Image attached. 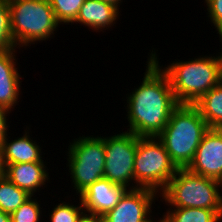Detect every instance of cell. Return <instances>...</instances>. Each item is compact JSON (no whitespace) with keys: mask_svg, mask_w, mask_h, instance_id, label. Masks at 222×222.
Wrapping results in <instances>:
<instances>
[{"mask_svg":"<svg viewBox=\"0 0 222 222\" xmlns=\"http://www.w3.org/2000/svg\"><path fill=\"white\" fill-rule=\"evenodd\" d=\"M148 56L141 85L128 92V104L124 106L129 123L127 131L138 137H157L179 105L169 79L160 67L155 49Z\"/></svg>","mask_w":222,"mask_h":222,"instance_id":"1","label":"cell"},{"mask_svg":"<svg viewBox=\"0 0 222 222\" xmlns=\"http://www.w3.org/2000/svg\"><path fill=\"white\" fill-rule=\"evenodd\" d=\"M161 69L166 73L179 104L196 103L221 81L219 56H199L188 61L176 60Z\"/></svg>","mask_w":222,"mask_h":222,"instance_id":"2","label":"cell"},{"mask_svg":"<svg viewBox=\"0 0 222 222\" xmlns=\"http://www.w3.org/2000/svg\"><path fill=\"white\" fill-rule=\"evenodd\" d=\"M208 129L206 121L194 105L179 104L157 137L164 144L176 167L187 168Z\"/></svg>","mask_w":222,"mask_h":222,"instance_id":"3","label":"cell"},{"mask_svg":"<svg viewBox=\"0 0 222 222\" xmlns=\"http://www.w3.org/2000/svg\"><path fill=\"white\" fill-rule=\"evenodd\" d=\"M222 183L179 168L159 194L170 208H206L222 210ZM221 191V192H220Z\"/></svg>","mask_w":222,"mask_h":222,"instance_id":"4","label":"cell"},{"mask_svg":"<svg viewBox=\"0 0 222 222\" xmlns=\"http://www.w3.org/2000/svg\"><path fill=\"white\" fill-rule=\"evenodd\" d=\"M9 9L12 38L17 48L54 38L61 25L48 0H15L9 3Z\"/></svg>","mask_w":222,"mask_h":222,"instance_id":"5","label":"cell"},{"mask_svg":"<svg viewBox=\"0 0 222 222\" xmlns=\"http://www.w3.org/2000/svg\"><path fill=\"white\" fill-rule=\"evenodd\" d=\"M178 168L158 137H138L134 163V189L148 188L161 193Z\"/></svg>","mask_w":222,"mask_h":222,"instance_id":"6","label":"cell"},{"mask_svg":"<svg viewBox=\"0 0 222 222\" xmlns=\"http://www.w3.org/2000/svg\"><path fill=\"white\" fill-rule=\"evenodd\" d=\"M67 161L76 195H80L95 181L104 178L105 147L100 137L79 136L69 143Z\"/></svg>","mask_w":222,"mask_h":222,"instance_id":"7","label":"cell"},{"mask_svg":"<svg viewBox=\"0 0 222 222\" xmlns=\"http://www.w3.org/2000/svg\"><path fill=\"white\" fill-rule=\"evenodd\" d=\"M100 137L104 140L106 156L104 178L127 189H134L137 136L125 130L119 134Z\"/></svg>","mask_w":222,"mask_h":222,"instance_id":"8","label":"cell"},{"mask_svg":"<svg viewBox=\"0 0 222 222\" xmlns=\"http://www.w3.org/2000/svg\"><path fill=\"white\" fill-rule=\"evenodd\" d=\"M156 191L148 188L128 189L118 204L105 215L103 222H148L151 220L153 202L158 199Z\"/></svg>","mask_w":222,"mask_h":222,"instance_id":"9","label":"cell"},{"mask_svg":"<svg viewBox=\"0 0 222 222\" xmlns=\"http://www.w3.org/2000/svg\"><path fill=\"white\" fill-rule=\"evenodd\" d=\"M187 169L222 182V129L209 128L204 133Z\"/></svg>","mask_w":222,"mask_h":222,"instance_id":"10","label":"cell"},{"mask_svg":"<svg viewBox=\"0 0 222 222\" xmlns=\"http://www.w3.org/2000/svg\"><path fill=\"white\" fill-rule=\"evenodd\" d=\"M128 189L106 178L95 181L80 195L85 213L102 217L112 210Z\"/></svg>","mask_w":222,"mask_h":222,"instance_id":"11","label":"cell"},{"mask_svg":"<svg viewBox=\"0 0 222 222\" xmlns=\"http://www.w3.org/2000/svg\"><path fill=\"white\" fill-rule=\"evenodd\" d=\"M17 48L0 51V107L13 111L21 94V75L18 72Z\"/></svg>","mask_w":222,"mask_h":222,"instance_id":"12","label":"cell"},{"mask_svg":"<svg viewBox=\"0 0 222 222\" xmlns=\"http://www.w3.org/2000/svg\"><path fill=\"white\" fill-rule=\"evenodd\" d=\"M46 162H28L9 164L3 169V175L31 196H36L40 188L50 181ZM47 167V168H46ZM47 182V183H46ZM44 186V187H43Z\"/></svg>","mask_w":222,"mask_h":222,"instance_id":"13","label":"cell"},{"mask_svg":"<svg viewBox=\"0 0 222 222\" xmlns=\"http://www.w3.org/2000/svg\"><path fill=\"white\" fill-rule=\"evenodd\" d=\"M27 129L24 130L25 133L21 137L11 140L7 134L3 140L0 148L3 169L9 164L44 162L42 159V146L38 145L39 143L30 137L29 128Z\"/></svg>","mask_w":222,"mask_h":222,"instance_id":"14","label":"cell"},{"mask_svg":"<svg viewBox=\"0 0 222 222\" xmlns=\"http://www.w3.org/2000/svg\"><path fill=\"white\" fill-rule=\"evenodd\" d=\"M120 8L100 0H85L78 16L72 23L85 25L93 31H103L115 26L119 18Z\"/></svg>","mask_w":222,"mask_h":222,"instance_id":"15","label":"cell"},{"mask_svg":"<svg viewBox=\"0 0 222 222\" xmlns=\"http://www.w3.org/2000/svg\"><path fill=\"white\" fill-rule=\"evenodd\" d=\"M209 128L222 129V81L193 104Z\"/></svg>","mask_w":222,"mask_h":222,"instance_id":"16","label":"cell"},{"mask_svg":"<svg viewBox=\"0 0 222 222\" xmlns=\"http://www.w3.org/2000/svg\"><path fill=\"white\" fill-rule=\"evenodd\" d=\"M163 213L165 222H221L222 210L206 208H168Z\"/></svg>","mask_w":222,"mask_h":222,"instance_id":"17","label":"cell"},{"mask_svg":"<svg viewBox=\"0 0 222 222\" xmlns=\"http://www.w3.org/2000/svg\"><path fill=\"white\" fill-rule=\"evenodd\" d=\"M30 197L31 195L13 184L7 177L0 176V210L11 215Z\"/></svg>","mask_w":222,"mask_h":222,"instance_id":"18","label":"cell"},{"mask_svg":"<svg viewBox=\"0 0 222 222\" xmlns=\"http://www.w3.org/2000/svg\"><path fill=\"white\" fill-rule=\"evenodd\" d=\"M57 21L62 25L72 24L85 0H48Z\"/></svg>","mask_w":222,"mask_h":222,"instance_id":"19","label":"cell"},{"mask_svg":"<svg viewBox=\"0 0 222 222\" xmlns=\"http://www.w3.org/2000/svg\"><path fill=\"white\" fill-rule=\"evenodd\" d=\"M79 201L80 204L78 205H72V203L65 201L55 205L51 214L49 213V222H78L85 213L80 197Z\"/></svg>","mask_w":222,"mask_h":222,"instance_id":"20","label":"cell"},{"mask_svg":"<svg viewBox=\"0 0 222 222\" xmlns=\"http://www.w3.org/2000/svg\"><path fill=\"white\" fill-rule=\"evenodd\" d=\"M37 198L31 196L11 215V222H40L42 208Z\"/></svg>","mask_w":222,"mask_h":222,"instance_id":"21","label":"cell"},{"mask_svg":"<svg viewBox=\"0 0 222 222\" xmlns=\"http://www.w3.org/2000/svg\"><path fill=\"white\" fill-rule=\"evenodd\" d=\"M17 48L12 38L9 3L0 0V51Z\"/></svg>","mask_w":222,"mask_h":222,"instance_id":"22","label":"cell"},{"mask_svg":"<svg viewBox=\"0 0 222 222\" xmlns=\"http://www.w3.org/2000/svg\"><path fill=\"white\" fill-rule=\"evenodd\" d=\"M205 3L208 7L206 14L219 34L222 31V0H205Z\"/></svg>","mask_w":222,"mask_h":222,"instance_id":"23","label":"cell"},{"mask_svg":"<svg viewBox=\"0 0 222 222\" xmlns=\"http://www.w3.org/2000/svg\"><path fill=\"white\" fill-rule=\"evenodd\" d=\"M8 114V115H7ZM10 111L0 107V147L2 145L3 140L8 134L9 123L7 122Z\"/></svg>","mask_w":222,"mask_h":222,"instance_id":"24","label":"cell"},{"mask_svg":"<svg viewBox=\"0 0 222 222\" xmlns=\"http://www.w3.org/2000/svg\"><path fill=\"white\" fill-rule=\"evenodd\" d=\"M78 222H103L102 217L84 213Z\"/></svg>","mask_w":222,"mask_h":222,"instance_id":"25","label":"cell"},{"mask_svg":"<svg viewBox=\"0 0 222 222\" xmlns=\"http://www.w3.org/2000/svg\"><path fill=\"white\" fill-rule=\"evenodd\" d=\"M0 222H11L10 214L0 210Z\"/></svg>","mask_w":222,"mask_h":222,"instance_id":"26","label":"cell"},{"mask_svg":"<svg viewBox=\"0 0 222 222\" xmlns=\"http://www.w3.org/2000/svg\"><path fill=\"white\" fill-rule=\"evenodd\" d=\"M100 1L113 4L114 6H116L118 8L120 7V4H122L121 2H123V0H100Z\"/></svg>","mask_w":222,"mask_h":222,"instance_id":"27","label":"cell"},{"mask_svg":"<svg viewBox=\"0 0 222 222\" xmlns=\"http://www.w3.org/2000/svg\"><path fill=\"white\" fill-rule=\"evenodd\" d=\"M220 42H221L220 45H221V49H222V40H220ZM218 56L220 59V68H221V77H222V50H221V52H219Z\"/></svg>","mask_w":222,"mask_h":222,"instance_id":"28","label":"cell"},{"mask_svg":"<svg viewBox=\"0 0 222 222\" xmlns=\"http://www.w3.org/2000/svg\"><path fill=\"white\" fill-rule=\"evenodd\" d=\"M1 175H3V166H2V162H1V149H0V176Z\"/></svg>","mask_w":222,"mask_h":222,"instance_id":"29","label":"cell"},{"mask_svg":"<svg viewBox=\"0 0 222 222\" xmlns=\"http://www.w3.org/2000/svg\"><path fill=\"white\" fill-rule=\"evenodd\" d=\"M162 220H163V215H162V218L160 217V219L157 220V222H161ZM148 222H156V220H153V218H152Z\"/></svg>","mask_w":222,"mask_h":222,"instance_id":"30","label":"cell"},{"mask_svg":"<svg viewBox=\"0 0 222 222\" xmlns=\"http://www.w3.org/2000/svg\"><path fill=\"white\" fill-rule=\"evenodd\" d=\"M5 1L6 3H11L12 1H15V0H3Z\"/></svg>","mask_w":222,"mask_h":222,"instance_id":"31","label":"cell"},{"mask_svg":"<svg viewBox=\"0 0 222 222\" xmlns=\"http://www.w3.org/2000/svg\"><path fill=\"white\" fill-rule=\"evenodd\" d=\"M219 38L222 40V31L219 33Z\"/></svg>","mask_w":222,"mask_h":222,"instance_id":"32","label":"cell"}]
</instances>
